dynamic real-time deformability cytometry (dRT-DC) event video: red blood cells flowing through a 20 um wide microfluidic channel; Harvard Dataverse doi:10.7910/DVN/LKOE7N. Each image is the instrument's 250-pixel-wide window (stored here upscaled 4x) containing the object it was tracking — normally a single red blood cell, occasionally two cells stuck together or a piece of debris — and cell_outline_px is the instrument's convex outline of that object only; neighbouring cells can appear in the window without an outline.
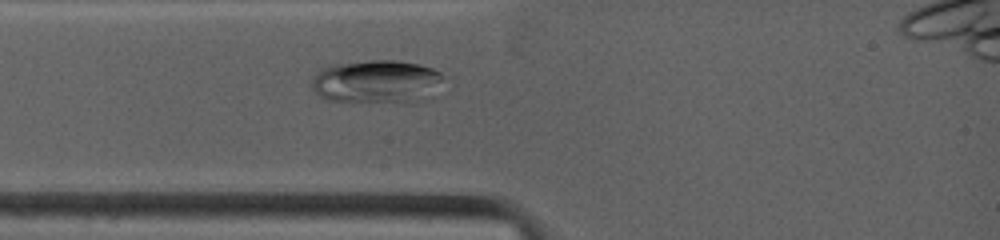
{"species": "common noctule bat (a hibernating species)", "species_latin": "Nyctalus noctula", "temperature_condition": "warm", "stored_images_in_passage": 14, "camera_frame_rate_fps": 4500, "um_per_image_px": 0.085, "animal": {"sex": "female", "body_mass_g": 19.0, "forearm_length_mm": 53.3}, "frame": {"image": 1, "passage_image": 8, "time_ms": 2.222, "image_size_px": [1000, 240], "cell_outline_px": [[440, 80], [408, 104], [328, 100], [320, 96], [312, 88], [312, 76], [320, 68], [332, 64], [368, 60], [396, 60], [420, 64], [432, 68], [440, 72]], "centroid_in_image_um": [31.82, 6.91], "position_along_channel_um": 53.2, "area_um2": 32.54}}
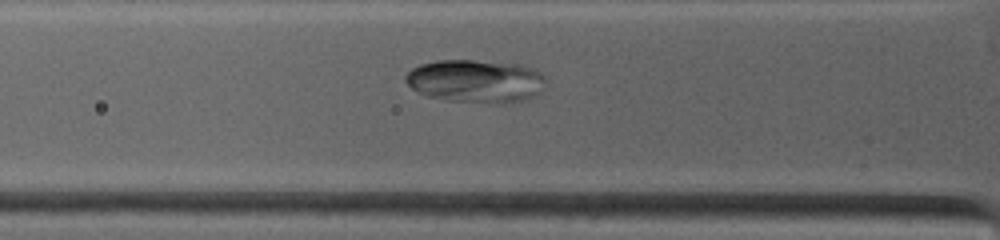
{"frame": {"image": 2, "passage_image": 11, "time_ms": 3.111, "image_size_px": [1000, 240], "cell_outline_px": [[548, 76], [544, 88], [540, 92], [524, 100], [500, 104], [496, 104], [448, 100], [428, 96], [416, 92], [404, 80], [404, 76], [412, 68], [420, 64], [436, 60], [472, 60], [520, 64], [536, 68]], "centroid_in_image_um": [40.48, 6.89], "position_along_channel_um": 85.3, "area_um2": 35.78}}